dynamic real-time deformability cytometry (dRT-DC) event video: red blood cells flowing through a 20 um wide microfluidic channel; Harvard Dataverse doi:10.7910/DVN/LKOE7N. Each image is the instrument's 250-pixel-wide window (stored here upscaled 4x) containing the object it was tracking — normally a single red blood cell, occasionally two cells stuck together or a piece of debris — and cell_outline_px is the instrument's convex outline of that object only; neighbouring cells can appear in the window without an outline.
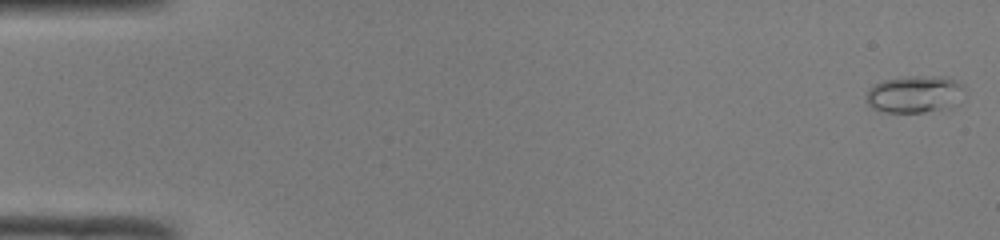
{"species": "common noctule bat (a hibernating species)", "species_latin": "Nyctalus noctula", "temperature_condition": "room temperature", "stored_images_in_passage": 50, "camera_frame_rate_fps": 3000, "um_per_image_px": 0.085, "animal": {"sex": "male", "body_mass_g": 19.0, "forearm_length_mm": 50.8}, "frame": {"image": 1, "passage_image": 1, "time_ms": 0.0, "image_size_px": [1000, 240], "cell_outline_px": [[964, 88], [940, 108], [924, 112], [884, 112], [872, 108], [868, 104], [868, 88], [884, 80], [908, 76], [944, 76], [964, 84]], "centroid_in_image_um": [77.6, 7.97], "position_along_channel_um": 7.4, "area_um2": 20.11}}
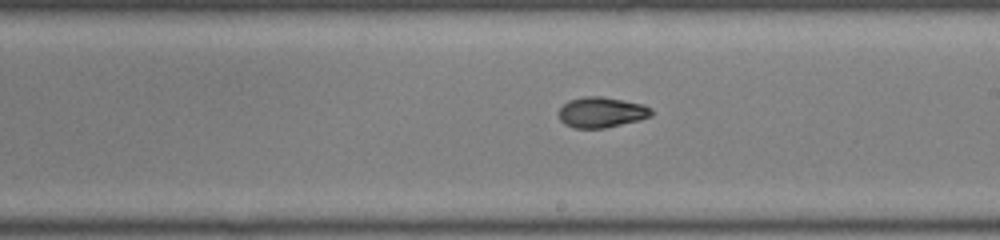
{"frame": {"image": 2, "passage_image": 29, "time_ms": 9.333, "image_size_px": [1000, 240], "cell_outline_px": [[656, 112], [652, 116], [640, 120], [604, 128], [572, 128], [564, 124], [560, 120], [560, 108], [568, 100], [584, 96], [600, 96], [644, 104], [652, 108]], "centroid_in_image_um": [51.17, 9.54], "position_along_channel_um": 237.8, "area_um2": 16.65}}
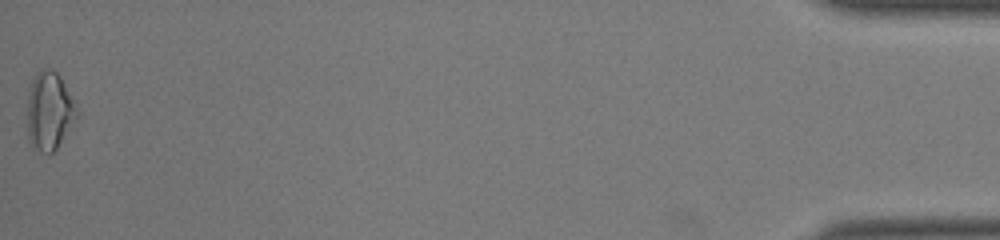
{"frame": {"image": 3, "passage_image": 50, "time_ms": 16.333, "image_size_px": [1000, 240], "cell_outline_px": [[80, 116], [56, 148], [48, 156], [32, 148], [28, 140], [28, 88], [36, 72], [40, 68], [52, 68], [60, 76], [76, 100], [80, 112]], "centroid_in_image_um": [4.23, 9.42], "position_along_channel_um": 431.0, "area_um2": 23.47}, "authors_computed_cell_mechanics": {"area_um2": 17.0221, "velocity_mm_per_s": 4.1103, "shape_relaxation_time_tau1_ms": null, "shape_relaxation_time_tau2_ms": 2.1678, "deformation_change_tau1": null, "deformation_change_tau2": 0.0695}}